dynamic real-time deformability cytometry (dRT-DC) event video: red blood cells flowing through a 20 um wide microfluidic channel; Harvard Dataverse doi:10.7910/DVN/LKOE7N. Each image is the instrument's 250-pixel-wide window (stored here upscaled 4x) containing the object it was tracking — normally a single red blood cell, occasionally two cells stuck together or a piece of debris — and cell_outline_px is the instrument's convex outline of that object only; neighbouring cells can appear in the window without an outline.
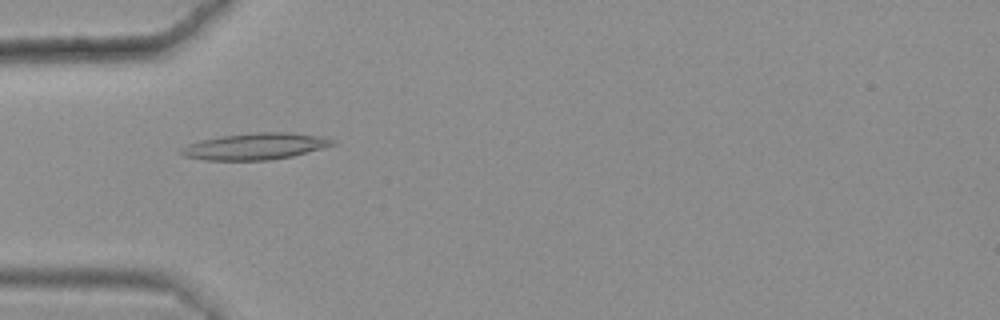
{"species": "common noctule bat (a hibernating species)", "species_latin": "Nyctalus noctula", "temperature_condition": "warm", "stored_images_in_passage": 43, "camera_frame_rate_fps": 3000, "um_per_image_px": 0.085, "animal": {"sex": "female", "body_mass_g": 25.1}, "frame": {"image": 1, "passage_image": 10, "time_ms": 3.0, "image_size_px": [1000, 320], "cell_outline_px": [[336, 144], [292, 156], [268, 160], [204, 160], [184, 156], [176, 152], [180, 148], [188, 144], [200, 140], [224, 136], [256, 132], [288, 132], [320, 136], [332, 140]], "centroid_in_image_um": [21.63, 12.44], "position_along_channel_um": 63.4, "area_um2": 23.24}}
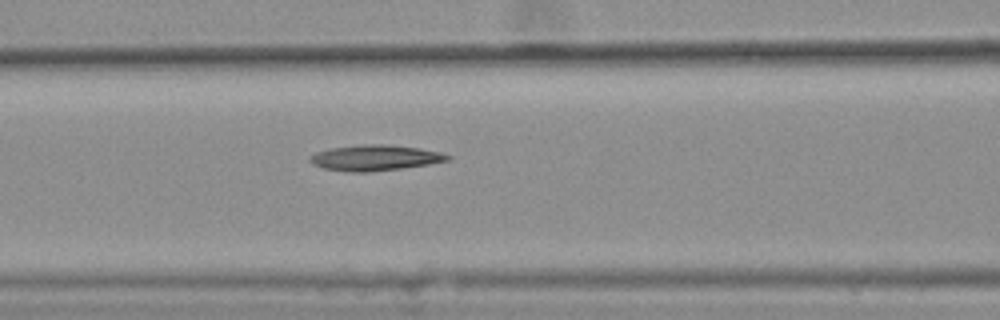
{"frame": {"image": 2, "passage_image": 16, "time_ms": 5.0, "image_size_px": [1000, 320], "cell_outline_px": [[452, 156], [448, 160], [428, 164], [400, 168], [368, 172], [352, 172], [324, 168], [312, 164], [308, 160], [308, 156], [316, 152], [332, 148], [364, 144], [388, 144], [420, 148], [440, 152]], "centroid_in_image_um": [31.85, 13.4], "position_along_channel_um": 134.7, "area_um2": 20.46}}
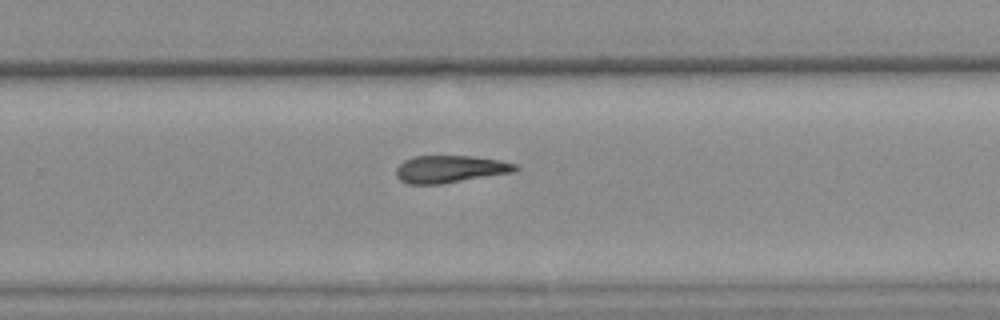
{"frame": {"image": 3, "passage_image": 29, "time_ms": 9.333, "image_size_px": [1000, 320], "cell_outline_px": [[520, 168], [516, 172], [444, 184], [408, 184], [400, 180], [396, 176], [396, 168], [404, 160], [412, 156], [472, 156], [500, 160], [516, 164]], "centroid_in_image_um": [38.29, 14.38], "position_along_channel_um": 291.5, "area_um2": 19.31}}